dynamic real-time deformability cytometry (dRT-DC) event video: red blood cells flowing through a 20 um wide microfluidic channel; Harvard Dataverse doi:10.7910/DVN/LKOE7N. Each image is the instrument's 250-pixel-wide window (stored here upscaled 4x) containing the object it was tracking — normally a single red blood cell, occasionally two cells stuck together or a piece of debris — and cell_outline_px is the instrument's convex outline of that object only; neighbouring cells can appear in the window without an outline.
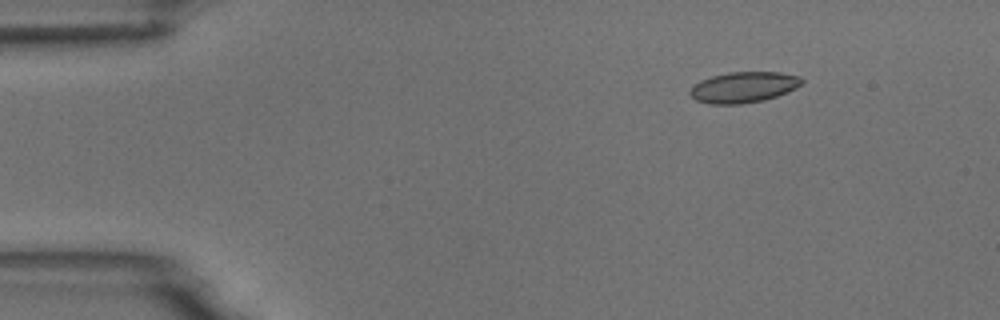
{"species": "common noctule bat (a hibernating species)", "species_latin": "Nyctalus noctula", "temperature_condition": "room temperature", "stored_images_in_passage": 7, "camera_frame_rate_fps": 3000, "um_per_image_px": 0.085, "animal": {"sex": "male", "body_mass_g": 18.8}, "frame": {"image": 1, "passage_image": 2, "time_ms": 1.333, "image_size_px": [1000, 320], "cell_outline_px": [[804, 80], [796, 88], [788, 92], [764, 100], [740, 104], [708, 104], [696, 100], [688, 92], [700, 80], [712, 76], [728, 72], [780, 72], [800, 76]], "centroid_in_image_um": [63.21, 7.41], "position_along_channel_um": 21.8, "area_um2": 20.06}}
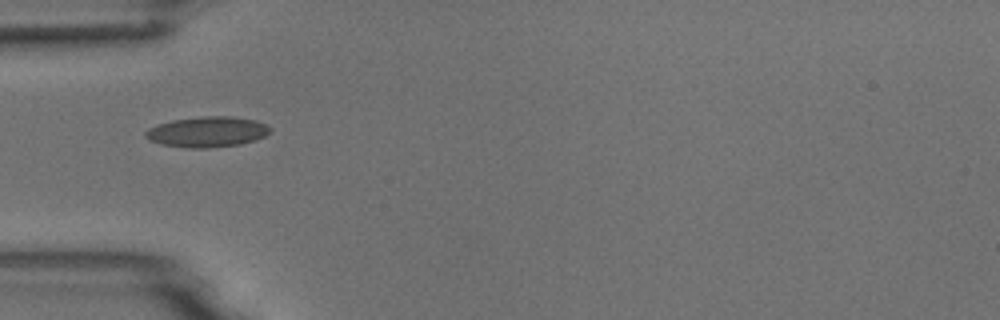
{"frame": {"image": 2, "passage_image": 5, "time_ms": 4.667, "image_size_px": [1000, 320], "cell_outline_px": [[272, 128], [264, 136], [256, 140], [240, 144], [208, 148], [188, 148], [160, 144], [148, 140], [144, 136], [144, 132], [148, 128], [172, 120], [204, 116], [232, 116], [256, 120]], "centroid_in_image_um": [17.59, 11.21], "position_along_channel_um": 67.4, "area_um2": 22.2}}